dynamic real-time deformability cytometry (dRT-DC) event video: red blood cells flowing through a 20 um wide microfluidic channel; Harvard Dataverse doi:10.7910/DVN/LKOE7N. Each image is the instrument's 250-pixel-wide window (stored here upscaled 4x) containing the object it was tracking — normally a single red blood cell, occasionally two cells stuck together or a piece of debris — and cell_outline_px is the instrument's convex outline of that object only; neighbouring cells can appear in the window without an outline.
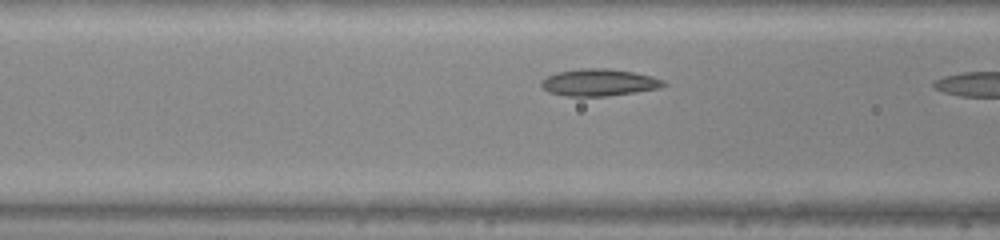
{"species": "common noctule bat (a hibernating species)", "species_latin": "Nyctalus noctula", "temperature_condition": "warm", "stored_images_in_passage": 9, "camera_frame_rate_fps": 3000, "um_per_image_px": 0.085, "animal": {"sex": "male", "body_mass_g": 20.0, "forearm_length_mm": 53.3}, "frame": {"image": 1, "passage_image": 8, "time_ms": 2.333, "image_size_px": [1000, 240], "cell_outline_px": [[668, 84], [660, 88], [608, 96], [564, 96], [548, 92], [540, 84], [548, 76], [556, 72], [584, 68], [608, 68], [632, 72], [652, 76], [664, 80]], "centroid_in_image_um": [50.94, 7.01], "position_along_channel_um": 115.7, "area_um2": 19.19}}